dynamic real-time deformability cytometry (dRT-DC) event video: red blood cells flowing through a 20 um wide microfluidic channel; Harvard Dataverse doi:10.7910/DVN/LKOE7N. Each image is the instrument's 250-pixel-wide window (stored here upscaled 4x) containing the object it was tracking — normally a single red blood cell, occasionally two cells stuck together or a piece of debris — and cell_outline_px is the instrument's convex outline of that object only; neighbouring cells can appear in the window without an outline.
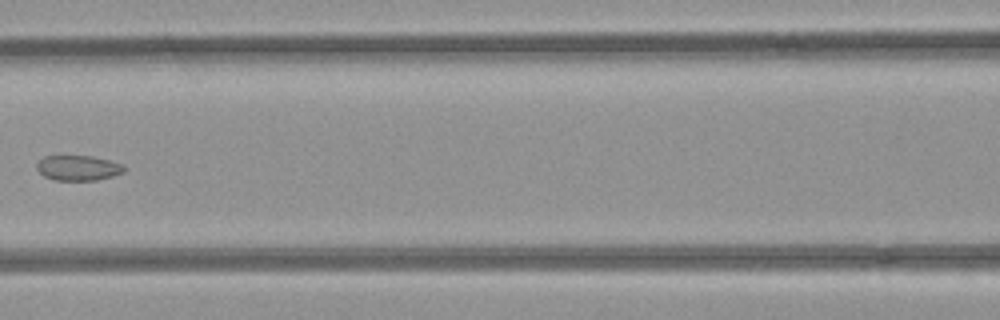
{"species": "common noctule bat (a hibernating species)", "species_latin": "Nyctalus noctula", "temperature_condition": "room temperature", "stored_images_in_passage": 8, "camera_frame_rate_fps": 3000, "um_per_image_px": 0.085, "animal": {"sex": "female", "body_mass_g": 21.9}, "frame": {"image": 1, "passage_image": 8, "time_ms": 2.333, "image_size_px": [1000, 320], "cell_outline_px": [[124, 172], [112, 176], [96, 180], [52, 180], [44, 176], [36, 168], [36, 164], [44, 156], [92, 156], [124, 164]], "centroid_in_image_um": [6.63, 14.27], "position_along_channel_um": 160.0, "area_um2": 12.77}}